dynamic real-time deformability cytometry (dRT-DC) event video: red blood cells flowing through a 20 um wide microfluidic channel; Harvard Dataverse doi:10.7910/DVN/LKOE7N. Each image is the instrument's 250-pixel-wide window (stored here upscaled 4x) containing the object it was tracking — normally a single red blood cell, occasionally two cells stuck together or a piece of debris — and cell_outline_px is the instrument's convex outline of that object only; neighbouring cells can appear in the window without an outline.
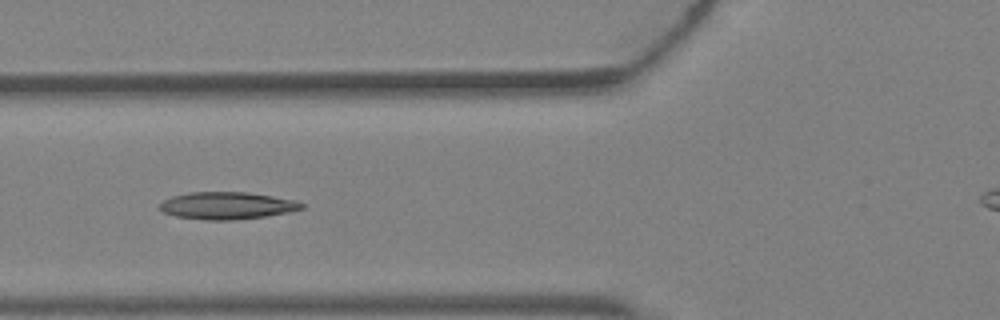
{"species": "Egyptian fruit bat (a non-hibernating species)", "species_latin": "Rousettus aegyptiacus", "temperature_condition": "warm", "stored_images_in_passage": 3, "camera_frame_rate_fps": 3000, "um_per_image_px": 0.085, "animal": {"sex": "female"}, "frame": {"image": 1, "passage_image": 3, "time_ms": 0.667, "image_size_px": [1000, 320], "cell_outline_px": [[304, 208], [288, 212], [264, 216], [236, 220], [208, 220], [176, 216], [164, 212], [160, 208], [160, 204], [164, 200], [172, 196], [188, 192], [248, 192], [296, 200], [304, 204]], "centroid_in_image_um": [19.31, 17.47], "position_along_channel_um": 106.5, "area_um2": 22.43}}